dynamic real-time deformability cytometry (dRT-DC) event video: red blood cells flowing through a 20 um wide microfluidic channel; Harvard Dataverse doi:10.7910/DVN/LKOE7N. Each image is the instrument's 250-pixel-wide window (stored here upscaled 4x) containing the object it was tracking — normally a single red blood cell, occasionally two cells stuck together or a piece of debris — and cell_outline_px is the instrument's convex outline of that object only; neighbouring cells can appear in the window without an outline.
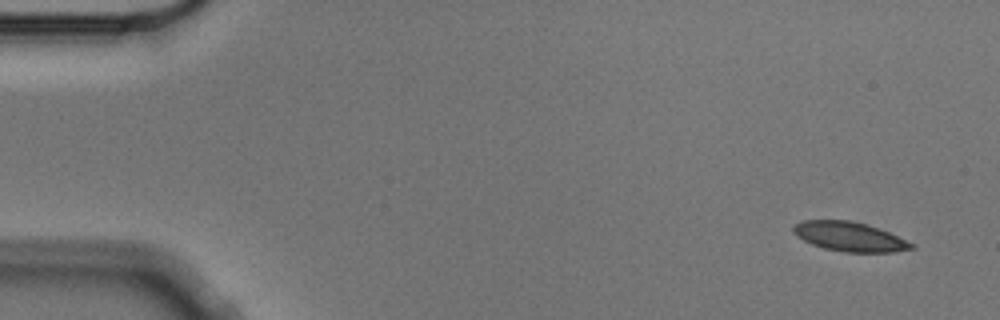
{"species": "Egyptian fruit bat (a non-hibernating species)", "species_latin": "Rousettus aegyptiacus", "temperature_condition": "cold", "stored_images_in_passage": 7, "camera_frame_rate_fps": 3000, "um_per_image_px": 0.085, "animal": {"sex": "male"}, "frame": {"image": 1, "passage_image": 1, "time_ms": 0.0, "image_size_px": [1000, 320], "cell_outline_px": [[916, 248], [892, 252], [844, 252], [824, 248], [812, 244], [796, 236], [792, 232], [792, 228], [800, 220], [848, 220], [864, 224], [888, 232], [916, 244]], "centroid_in_image_um": [72.2, 20.12], "position_along_channel_um": 12.8, "area_um2": 20.11}}
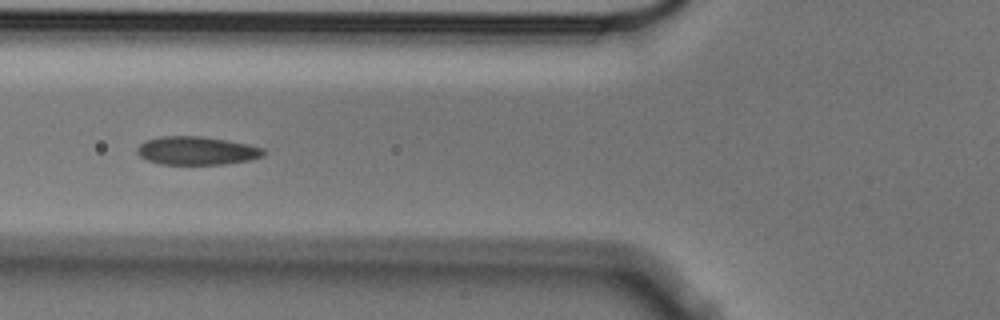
{"frame": {"image": 2, "passage_image": 6, "time_ms": 1.667, "image_size_px": [1000, 320], "cell_outline_px": [[268, 152], [264, 156], [248, 160], [224, 164], [160, 164], [148, 160], [140, 156], [136, 152], [136, 148], [144, 140], [160, 136], [200, 136], [228, 140], [248, 144], [264, 148]], "centroid_in_image_um": [16.73, 12.8], "position_along_channel_um": 109.1, "area_um2": 21.04}}
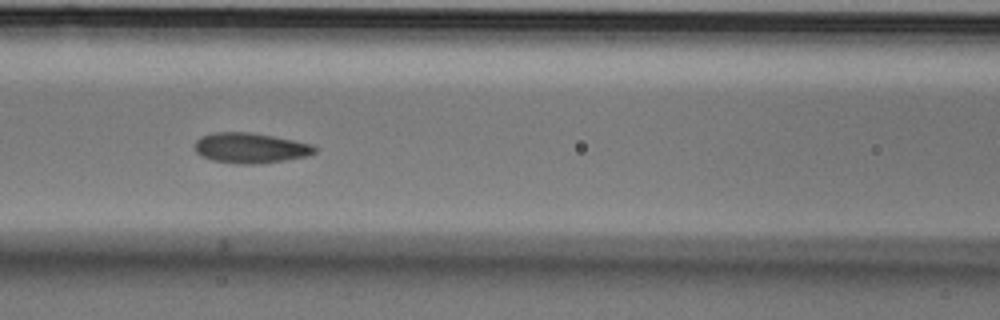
{"frame": {"image": 3, "passage_image": 7, "time_ms": 2.0, "image_size_px": [1000, 320], "cell_outline_px": [[320, 148], [316, 152], [308, 156], [260, 164], [236, 164], [212, 160], [196, 152], [192, 144], [200, 136], [212, 132], [252, 132], [312, 144]], "centroid_in_image_um": [21.28, 12.57], "position_along_channel_um": 145.3, "area_um2": 21.44}}